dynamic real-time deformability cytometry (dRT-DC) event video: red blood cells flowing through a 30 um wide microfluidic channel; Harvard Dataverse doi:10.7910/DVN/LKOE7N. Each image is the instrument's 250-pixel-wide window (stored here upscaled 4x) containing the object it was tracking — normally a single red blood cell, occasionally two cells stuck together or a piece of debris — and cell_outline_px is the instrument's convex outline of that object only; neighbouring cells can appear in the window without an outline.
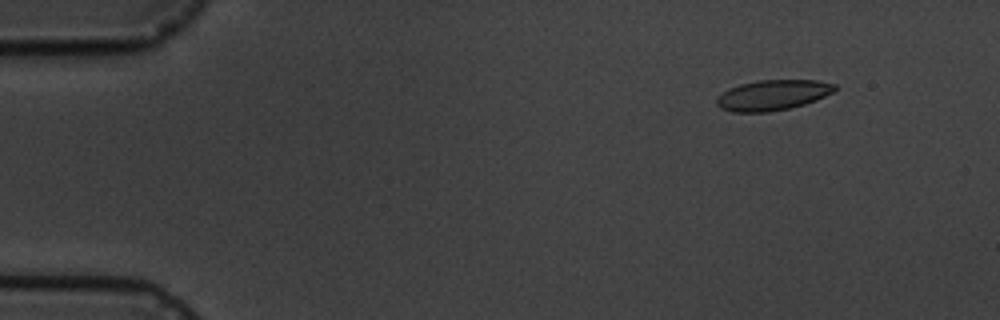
{"species": "common noctule bat (a hibernating species)", "species_latin": "Nyctalus noctula", "temperature_condition": "cold", "stored_images_in_passage": 5, "camera_frame_rate_fps": 3000, "um_per_image_px": 0.085, "animal": {"sex": "male", "body_mass_g": 19.5, "forearm_length_mm": 54.6}, "frame": {"image": 1, "passage_image": 2, "time_ms": 1.333, "image_size_px": [1000, 320], "cell_outline_px": [[836, 88], [832, 92], [816, 100], [804, 104], [788, 108], [768, 112], [732, 112], [720, 108], [716, 104], [716, 100], [728, 88], [740, 84], [760, 80], [816, 80], [836, 84]], "centroid_in_image_um": [65.67, 8.08], "position_along_channel_um": 19.3, "area_um2": 20.75}}
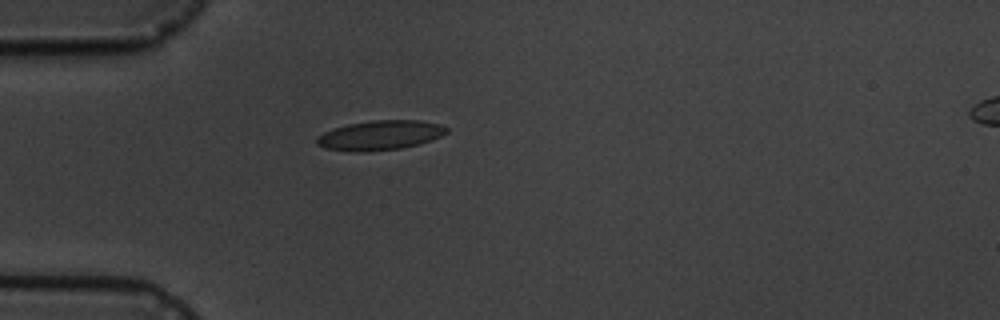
{"frame": {"image": 2, "passage_image": 5, "time_ms": 4.667, "image_size_px": [1000, 320], "cell_outline_px": [[448, 132], [432, 140], [400, 148], [360, 152], [324, 148], [316, 144], [316, 136], [332, 128], [348, 124], [372, 120], [420, 120], [440, 124], [448, 128]], "centroid_in_image_um": [32.28, 11.48], "position_along_channel_um": 52.7, "area_um2": 22.31}}